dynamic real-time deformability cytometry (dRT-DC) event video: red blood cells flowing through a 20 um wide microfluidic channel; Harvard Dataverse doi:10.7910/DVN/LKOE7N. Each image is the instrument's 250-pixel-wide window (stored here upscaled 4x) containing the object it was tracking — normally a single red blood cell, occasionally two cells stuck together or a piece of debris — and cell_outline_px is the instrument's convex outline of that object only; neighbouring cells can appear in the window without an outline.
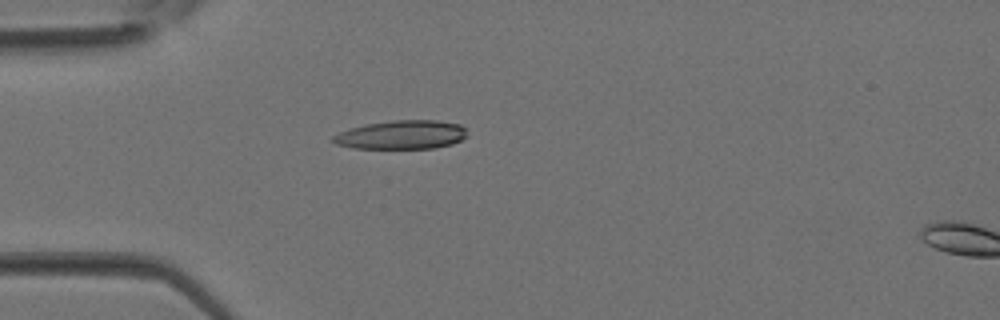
{"species": "Egyptian fruit bat (a non-hibernating species)", "species_latin": "Rousettus aegyptiacus", "temperature_condition": "room temperature", "stored_images_in_passage": 4, "camera_frame_rate_fps": 3000, "um_per_image_px": 0.085, "animal": {"sex": "female"}, "frame": {"image": 1, "passage_image": 3, "time_ms": 0.667, "image_size_px": [1000, 320], "cell_outline_px": [[468, 136], [452, 144], [432, 148], [352, 148], [336, 144], [332, 140], [332, 136], [348, 128], [364, 124], [392, 120], [436, 120], [460, 124], [464, 128]], "centroid_in_image_um": [34.11, 11.45], "position_along_channel_um": 50.9, "area_um2": 22.54}}